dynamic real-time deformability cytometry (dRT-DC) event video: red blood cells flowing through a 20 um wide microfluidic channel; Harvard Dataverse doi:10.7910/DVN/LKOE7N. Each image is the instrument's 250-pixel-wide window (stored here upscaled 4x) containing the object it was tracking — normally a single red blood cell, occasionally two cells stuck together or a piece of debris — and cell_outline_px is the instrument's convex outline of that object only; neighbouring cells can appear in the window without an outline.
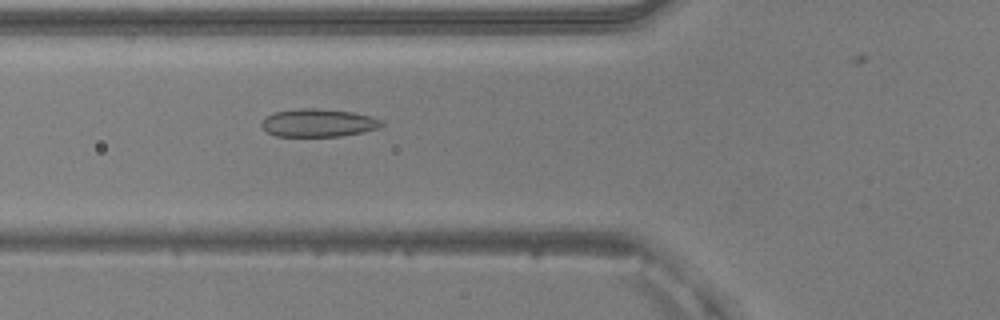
{"species": "common noctule bat (a hibernating species)", "species_latin": "Nyctalus noctula", "temperature_condition": "warm", "stored_images_in_passage": 45, "camera_frame_rate_fps": 3000, "um_per_image_px": 0.085, "animal": {"sex": "male", "body_mass_g": 20.5, "forearm_length_mm": 52.5}, "frame": {"image": 1, "passage_image": 19, "time_ms": 6.0, "image_size_px": [1000, 320], "cell_outline_px": [[384, 124], [380, 128], [364, 132], [340, 136], [276, 136], [268, 132], [260, 124], [264, 116], [276, 112], [300, 108], [316, 108], [352, 112], [372, 116], [380, 120]], "centroid_in_image_um": [27.06, 10.44], "position_along_channel_um": 98.7, "area_um2": 19.59}}
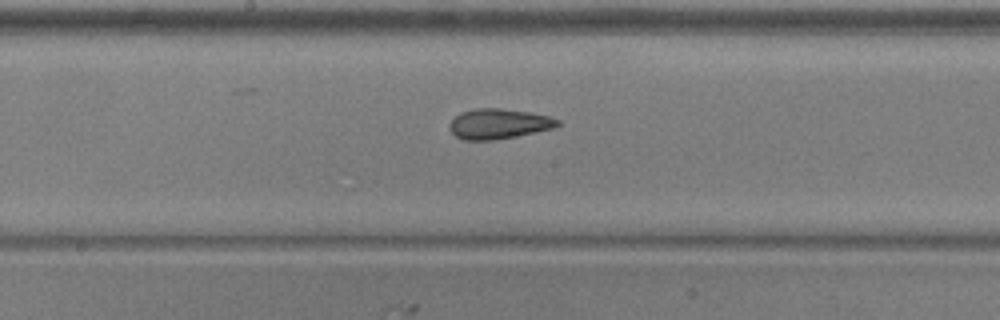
{"frame": {"image": 2, "passage_image": 27, "time_ms": 8.667, "image_size_px": [1000, 320], "cell_outline_px": [[560, 124], [552, 128], [516, 136], [492, 140], [464, 140], [456, 136], [448, 128], [448, 124], [460, 112], [476, 108], [500, 108], [528, 112], [548, 116], [560, 120]], "centroid_in_image_um": [42.35, 10.52], "position_along_channel_um": 205.9, "area_um2": 18.84}}
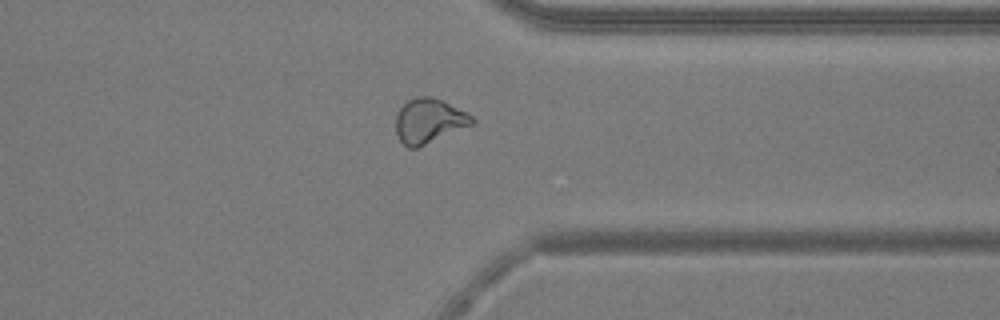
{"frame": {"image": 3, "passage_image": 40, "time_ms": 13.0, "image_size_px": [1000, 320], "cell_outline_px": [[476, 120], [472, 124], [416, 148], [408, 148], [400, 140], [396, 132], [396, 112], [408, 100], [416, 96], [432, 96], [444, 100], [468, 112]], "centroid_in_image_um": [36.46, 10.24], "position_along_channel_um": 374.9, "area_um2": 19.83}}